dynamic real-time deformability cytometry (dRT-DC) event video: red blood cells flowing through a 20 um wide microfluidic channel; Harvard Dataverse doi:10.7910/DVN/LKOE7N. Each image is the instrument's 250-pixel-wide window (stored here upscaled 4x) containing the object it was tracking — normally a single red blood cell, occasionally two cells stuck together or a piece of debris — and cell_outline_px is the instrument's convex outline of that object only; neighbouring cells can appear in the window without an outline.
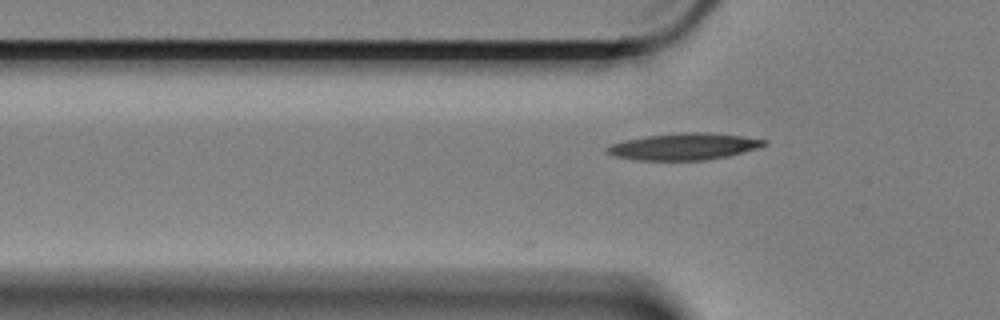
{"species": "Egyptian fruit bat (a non-hibernating species)", "species_latin": "Rousettus aegyptiacus", "temperature_condition": "cold", "stored_images_in_passage": 40, "camera_frame_rate_fps": 3000, "um_per_image_px": 0.085, "animal": {"sex": "female"}, "frame": {"image": 1, "passage_image": 5, "time_ms": 1.333, "image_size_px": [1000, 320], "cell_outline_px": [[768, 144], [760, 148], [728, 156], [704, 160], [636, 160], [612, 156], [604, 152], [604, 148], [612, 144], [624, 140], [644, 136], [680, 132], [708, 132], [740, 136], [768, 140]], "centroid_in_image_um": [58.11, 12.45], "position_along_channel_um": 67.7, "area_um2": 24.74}}
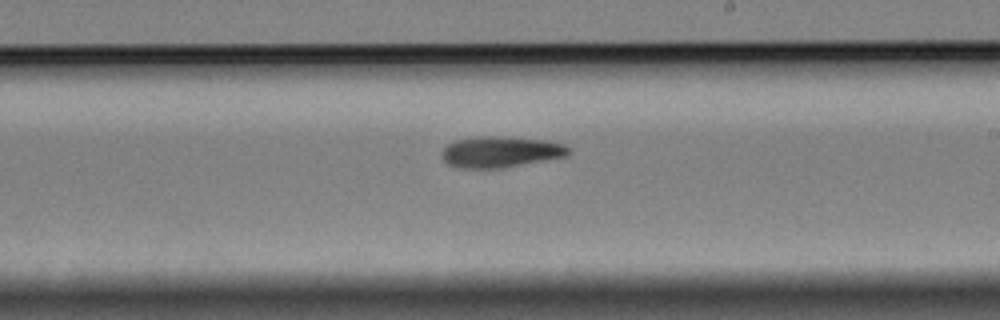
{"frame": {"image": 2, "passage_image": 21, "time_ms": 6.667, "image_size_px": [1000, 320], "cell_outline_px": [[572, 152], [568, 156], [500, 168], [464, 168], [448, 164], [440, 156], [440, 152], [448, 144], [456, 140], [476, 136], [504, 136], [548, 140], [564, 144], [572, 148]], "centroid_in_image_um": [42.59, 12.89], "position_along_channel_um": 246.4, "area_um2": 23.24}}
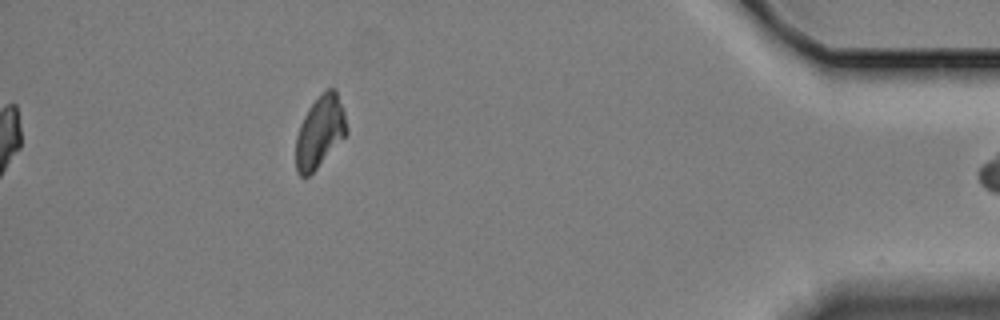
{"frame": {"image": 3, "passage_image": 40, "time_ms": 13.0, "image_size_px": [1000, 320], "cell_outline_px": [[348, 132], [316, 168], [308, 176], [300, 176], [296, 172], [296, 136], [300, 124], [308, 108], [328, 88], [336, 88], [344, 112], [348, 128]], "centroid_in_image_um": [27.19, 11.2], "position_along_channel_um": 408.0, "area_um2": 20.87}, "authors_computed_cell_mechanics": {"area_um2": 22.8888, "velocity_mm_per_s": 3.3426, "shape_relaxation_time_tau1_ms": 9.8647, "shape_relaxation_time_tau2_ms": null, "deformation_change_tau1": 0.1855, "deformation_change_tau2": null}}